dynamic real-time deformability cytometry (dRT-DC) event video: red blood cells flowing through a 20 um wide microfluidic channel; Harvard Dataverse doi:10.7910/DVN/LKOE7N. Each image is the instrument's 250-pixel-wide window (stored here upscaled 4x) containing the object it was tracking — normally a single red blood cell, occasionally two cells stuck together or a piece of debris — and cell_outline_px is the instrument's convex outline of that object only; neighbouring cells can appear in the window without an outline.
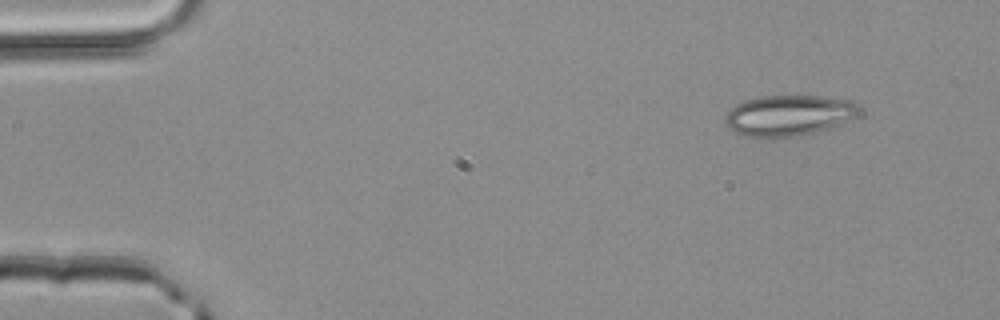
{"species": "common noctule bat (a hibernating species)", "species_latin": "Nyctalus noctula", "temperature_condition": "room temperature", "stored_images_in_passage": 3, "camera_frame_rate_fps": 3000, "um_per_image_px": 0.085, "animal": {"sex": "male", "body_mass_g": 20.4}, "frame": {"image": 1, "passage_image": 1, "time_ms": 0.0, "image_size_px": [1000, 320], "cell_outline_px": [[860, 104], [856, 116], [828, 128], [816, 132], [796, 136], [756, 140], [740, 136], [732, 132], [724, 124], [724, 116], [736, 104], [744, 100], [760, 96], [820, 96], [852, 100]], "centroid_in_image_um": [66.94, 9.84], "position_along_channel_um": 18.1, "area_um2": 32.54}}